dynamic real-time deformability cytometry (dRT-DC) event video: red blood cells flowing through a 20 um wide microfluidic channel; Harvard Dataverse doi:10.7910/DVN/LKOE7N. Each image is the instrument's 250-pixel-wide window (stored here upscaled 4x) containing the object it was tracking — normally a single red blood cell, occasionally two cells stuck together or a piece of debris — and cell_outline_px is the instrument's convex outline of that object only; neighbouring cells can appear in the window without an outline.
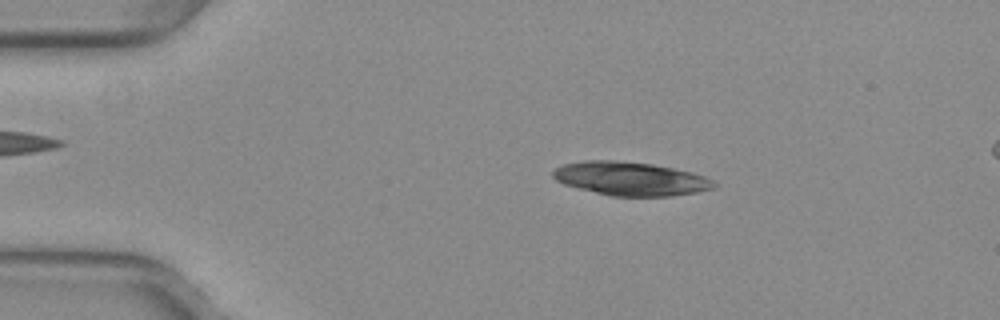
{"species": "common noctule bat (a hibernating species)", "species_latin": "Nyctalus noctula", "temperature_condition": "warm", "stored_images_in_passage": 50, "camera_frame_rate_fps": 3000, "um_per_image_px": 0.085, "animal": {"sex": "female", "body_mass_g": 29.2, "forearm_length_mm": 56.3}, "frame": {"image": 1, "passage_image": 9, "time_ms": 2.667, "image_size_px": [1000, 320], "cell_outline_px": [[716, 188], [696, 192], [672, 196], [612, 196], [564, 184], [556, 180], [552, 176], [552, 172], [556, 168], [564, 164], [584, 160], [616, 160], [652, 164], [692, 172], [704, 176], [712, 180], [716, 184]], "centroid_in_image_um": [53.6, 15.18], "position_along_channel_um": 31.4, "area_um2": 31.39}, "authors_computed_cell_mechanics": {"area_um2": 29.5358, "velocity_mm_per_s": 3.9607, "shape_relaxation_time_tau1_ms": 0.3447, "shape_relaxation_time_tau2_ms": 0.9928, "deformation_change_tau1": 0.2491, "deformation_change_tau2": 0.1099}}